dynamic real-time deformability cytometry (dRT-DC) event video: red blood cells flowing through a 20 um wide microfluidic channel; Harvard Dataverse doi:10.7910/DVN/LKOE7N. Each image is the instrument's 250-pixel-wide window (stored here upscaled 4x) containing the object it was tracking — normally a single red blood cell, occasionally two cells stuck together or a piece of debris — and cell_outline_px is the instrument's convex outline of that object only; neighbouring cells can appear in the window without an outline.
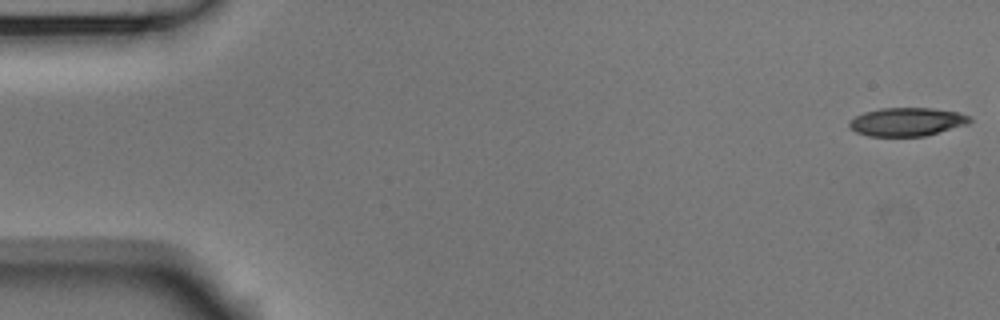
{"species": "Egyptian fruit bat (a non-hibernating species)", "species_latin": "Rousettus aegyptiacus", "temperature_condition": "room temperature", "stored_images_in_passage": 47, "camera_frame_rate_fps": 3000, "um_per_image_px": 0.085, "animal": {"sex": "male"}, "frame": {"image": 1, "passage_image": 1, "time_ms": 0.0, "image_size_px": [1000, 320], "cell_outline_px": [[972, 120], [968, 124], [924, 136], [868, 136], [856, 132], [848, 128], [848, 124], [856, 116], [864, 112], [880, 108], [932, 108], [956, 112], [968, 116]], "centroid_in_image_um": [77.06, 10.36], "position_along_channel_um": 7.9, "area_um2": 19.83}}
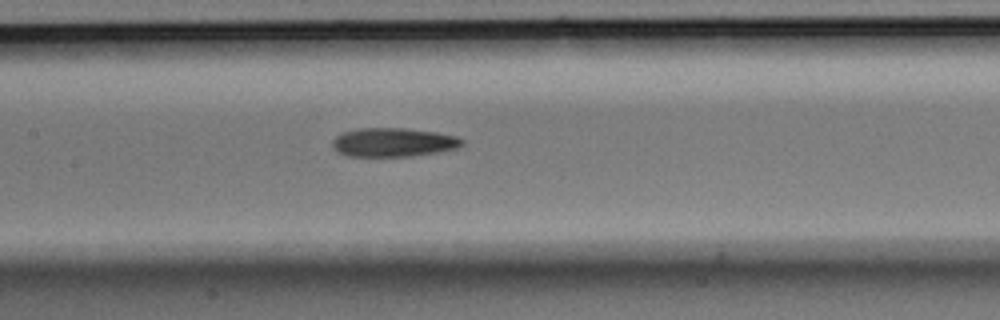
{"frame": {"image": 2, "passage_image": 25, "time_ms": 8.0, "image_size_px": [1000, 320], "cell_outline_px": [[464, 144], [456, 148], [436, 152], [412, 156], [348, 156], [336, 152], [332, 148], [332, 140], [340, 132], [360, 128], [404, 128], [436, 132], [456, 136], [464, 140]], "centroid_in_image_um": [33.38, 12.09], "position_along_channel_um": 174.0, "area_um2": 21.91}}
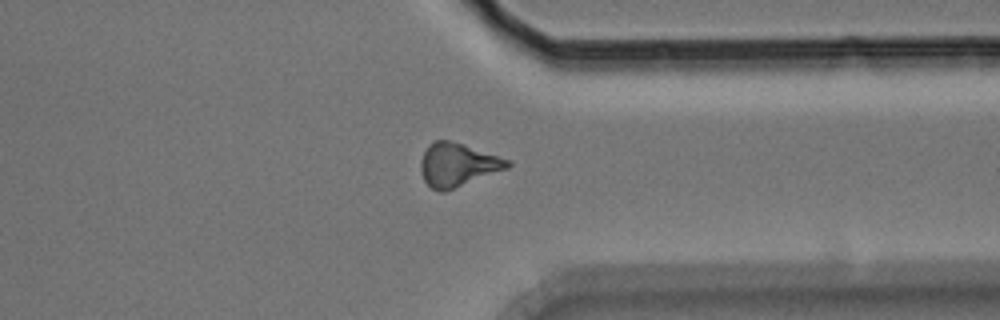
{"frame": {"image": 3, "passage_image": 41, "time_ms": 13.333, "image_size_px": [1000, 320], "cell_outline_px": [[512, 164], [508, 168], [444, 192], [440, 192], [432, 188], [424, 180], [420, 168], [420, 160], [428, 144], [432, 140], [448, 140], [464, 144], [508, 160]], "centroid_in_image_um": [38.86, 14.0], "position_along_channel_um": 372.5, "area_um2": 21.73}, "authors_computed_cell_mechanics": {"area_um2": 21.2126, "velocity_mm_per_s": 3.7742, "shape_relaxation_time_tau1_ms": 6.2231, "shape_relaxation_time_tau2_ms": null, "deformation_change_tau1": 0.1663, "deformation_change_tau2": null}}